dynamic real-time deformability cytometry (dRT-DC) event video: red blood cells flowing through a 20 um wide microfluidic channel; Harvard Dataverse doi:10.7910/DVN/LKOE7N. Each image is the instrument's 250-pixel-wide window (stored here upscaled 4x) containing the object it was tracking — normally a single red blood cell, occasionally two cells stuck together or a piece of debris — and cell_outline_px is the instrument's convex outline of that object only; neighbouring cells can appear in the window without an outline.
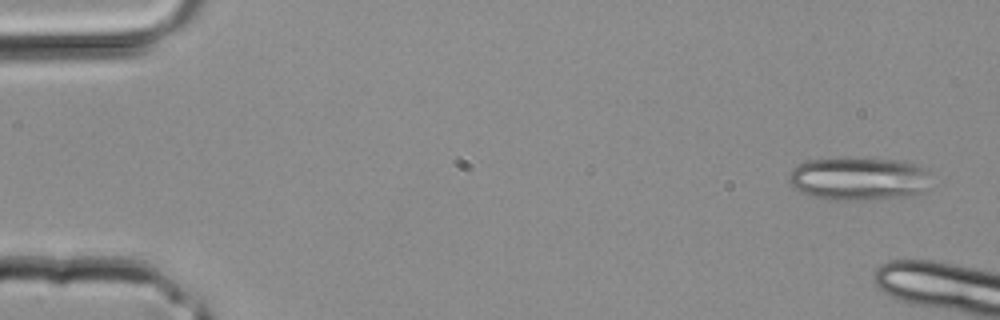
{"species": "common noctule bat (a hibernating species)", "species_latin": "Nyctalus noctula", "temperature_condition": "room temperature", "stored_images_in_passage": 4, "camera_frame_rate_fps": 3000, "um_per_image_px": 0.085, "animal": {"sex": "male", "body_mass_g": 20.4}, "frame": {"image": 1, "passage_image": 1, "time_ms": 0.0, "image_size_px": [1000, 320], "cell_outline_px": [[928, 172], [924, 192], [908, 196], [872, 200], [836, 200], [812, 196], [796, 188], [788, 180], [788, 172], [792, 168], [808, 160], [896, 160], [920, 164], [928, 168]], "centroid_in_image_um": [73.02, 15.22], "position_along_channel_um": 12.0, "area_um2": 35.08}}